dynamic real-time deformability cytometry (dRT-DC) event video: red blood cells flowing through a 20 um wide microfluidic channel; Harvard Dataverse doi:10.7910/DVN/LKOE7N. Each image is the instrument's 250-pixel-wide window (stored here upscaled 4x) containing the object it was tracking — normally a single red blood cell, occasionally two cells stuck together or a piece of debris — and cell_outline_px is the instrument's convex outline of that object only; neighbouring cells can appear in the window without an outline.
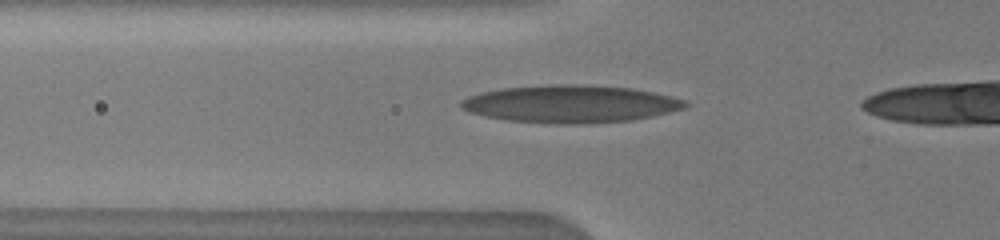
{"species": "human", "species_latin": "Homo sapiens", "temperature_condition": "warm", "stored_images_in_passage": 2, "camera_frame_rate_fps": 3000, "um_per_image_px": 0.085, "donor": {"sex": "male"}, "frame": {"image": 1, "passage_image": 2, "time_ms": 0.667, "image_size_px": [1000, 240], "cell_outline_px": [[692, 104], [684, 108], [652, 116], [632, 120], [584, 124], [560, 124], [508, 120], [488, 116], [472, 112], [460, 108], [460, 100], [468, 96], [480, 92], [500, 88], [552, 84], [588, 84], [632, 88], [672, 96], [688, 100]], "centroid_in_image_um": [48.53, 8.82], "position_along_channel_um": 77.3, "area_um2": 49.3}}